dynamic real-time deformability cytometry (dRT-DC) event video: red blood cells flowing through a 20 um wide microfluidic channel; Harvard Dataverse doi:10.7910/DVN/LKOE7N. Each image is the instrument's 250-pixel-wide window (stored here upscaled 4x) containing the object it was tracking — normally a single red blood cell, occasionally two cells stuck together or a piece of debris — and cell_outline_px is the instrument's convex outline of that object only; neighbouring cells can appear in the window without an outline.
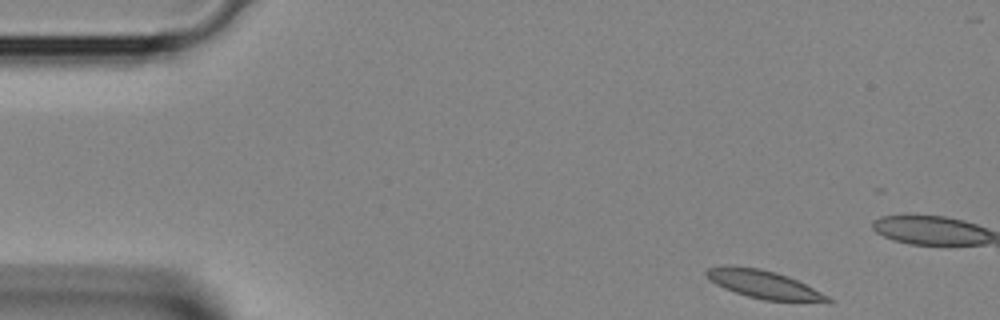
{"species": "Egyptian fruit bat (a non-hibernating species)", "species_latin": "Rousettus aegyptiacus", "temperature_condition": "room temperature", "stored_images_in_passage": 8, "camera_frame_rate_fps": 3000, "um_per_image_px": 0.085, "animal": {"sex": "female"}, "frame": {"image": 1, "passage_image": 1, "time_ms": 0.0, "image_size_px": [1000, 320], "cell_outline_px": [[836, 300], [832, 304], [828, 304], [764, 300], [748, 296], [724, 288], [716, 284], [704, 272], [708, 268], [760, 268], [776, 272], [788, 276]], "centroid_in_image_um": [65.13, 24.26], "position_along_channel_um": 19.9, "area_um2": 19.54}}